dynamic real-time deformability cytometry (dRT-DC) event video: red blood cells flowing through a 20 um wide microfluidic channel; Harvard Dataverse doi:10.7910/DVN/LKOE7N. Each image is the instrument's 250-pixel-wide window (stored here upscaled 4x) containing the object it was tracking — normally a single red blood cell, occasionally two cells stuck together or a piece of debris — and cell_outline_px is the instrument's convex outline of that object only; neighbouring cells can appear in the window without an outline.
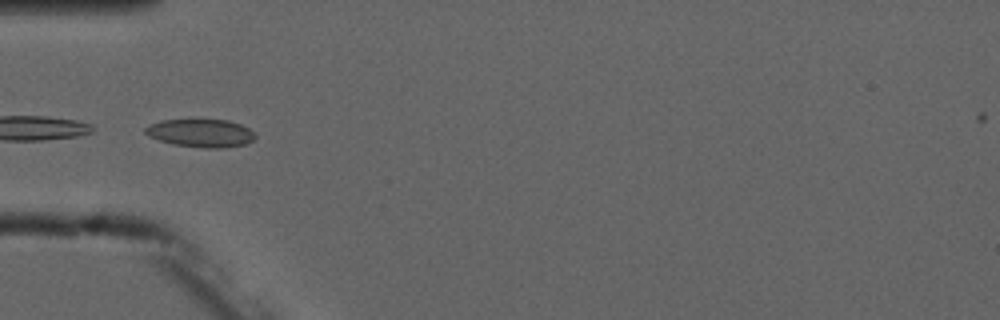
{"species": "common noctule bat (a hibernating species)", "species_latin": "Nyctalus noctula", "temperature_condition": "cold", "stored_images_in_passage": 8, "camera_frame_rate_fps": 3000, "um_per_image_px": 0.085, "animal": {"sex": "male", "forearm_length_mm": 52.5}, "frame": {"image": 1, "passage_image": 5, "time_ms": 4.667, "image_size_px": [1000, 320], "cell_outline_px": [[256, 136], [248, 144], [224, 148], [204, 148], [172, 144], [148, 136], [144, 132], [144, 128], [160, 120], [228, 120], [240, 124], [248, 128]], "centroid_in_image_um": [17.07, 11.32], "position_along_channel_um": 67.9, "area_um2": 17.92}}
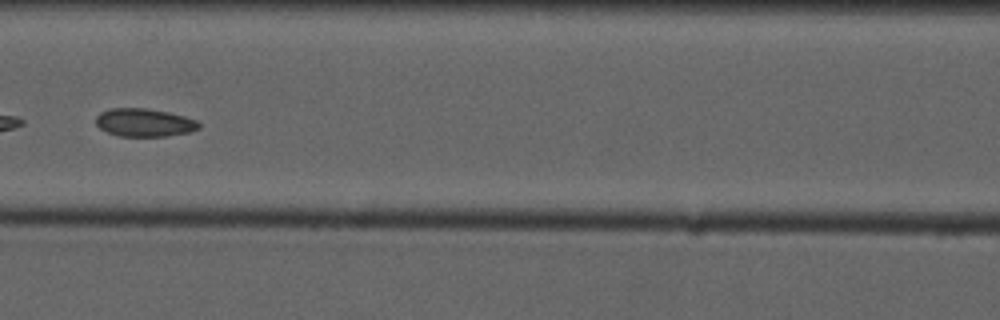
{"frame": {"image": 2, "passage_image": 7, "time_ms": 7.0, "image_size_px": [1000, 320], "cell_outline_px": [[200, 128], [188, 132], [164, 136], [120, 136], [108, 132], [100, 128], [96, 124], [96, 116], [100, 112], [112, 108], [144, 108], [168, 112], [184, 116], [196, 120], [200, 124]], "centroid_in_image_um": [12.25, 10.41], "position_along_channel_um": 154.3, "area_um2": 16.7}}
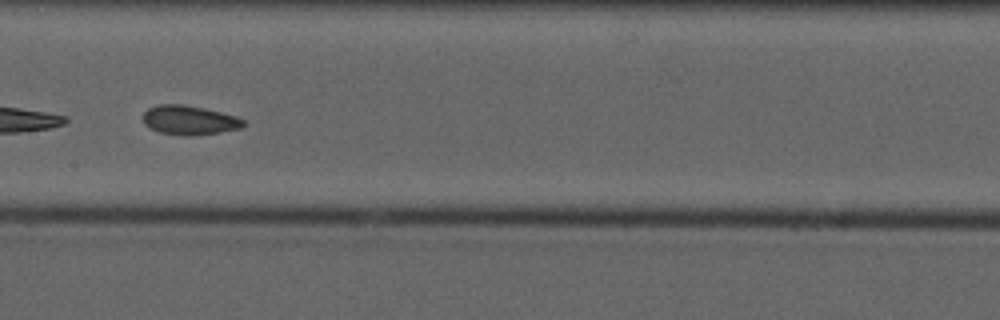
{"frame": {"image": 3, "passage_image": 8, "time_ms": 8.0, "image_size_px": [1000, 320], "cell_outline_px": [[248, 124], [240, 128], [220, 132], [196, 136], [184, 136], [160, 132], [144, 124], [144, 112], [148, 108], [160, 104], [184, 104], [204, 108], [236, 116], [244, 120]], "centroid_in_image_um": [16.13, 10.21], "position_along_channel_um": 191.3, "area_um2": 17.17}}